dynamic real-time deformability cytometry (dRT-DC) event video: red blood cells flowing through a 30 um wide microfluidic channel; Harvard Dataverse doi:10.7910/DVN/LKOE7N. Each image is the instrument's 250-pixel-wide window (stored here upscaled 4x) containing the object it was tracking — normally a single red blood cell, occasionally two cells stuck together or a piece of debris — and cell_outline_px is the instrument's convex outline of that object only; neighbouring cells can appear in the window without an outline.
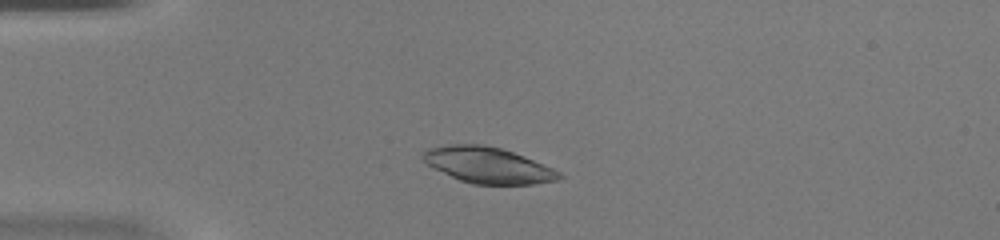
{"species": "common noctule bat (a hibernating species)", "species_latin": "Nyctalus noctula", "temperature_condition": "warm", "stored_images_in_passage": 42, "camera_frame_rate_fps": 3000, "um_per_image_px": 0.085, "animal": {"sex": "female", "body_mass_g": 20.0, "forearm_length_mm": 54.0}, "frame": {"image": 1, "passage_image": 7, "time_ms": 2.0, "image_size_px": [1000, 240], "cell_outline_px": [[564, 176], [560, 180], [532, 184], [472, 184], [460, 180], [432, 168], [420, 156], [420, 152], [428, 148], [448, 144], [484, 144], [500, 148], [524, 156], [552, 168], [560, 172]], "centroid_in_image_um": [41.45, 14.03], "position_along_channel_um": 43.6, "area_um2": 28.67}}